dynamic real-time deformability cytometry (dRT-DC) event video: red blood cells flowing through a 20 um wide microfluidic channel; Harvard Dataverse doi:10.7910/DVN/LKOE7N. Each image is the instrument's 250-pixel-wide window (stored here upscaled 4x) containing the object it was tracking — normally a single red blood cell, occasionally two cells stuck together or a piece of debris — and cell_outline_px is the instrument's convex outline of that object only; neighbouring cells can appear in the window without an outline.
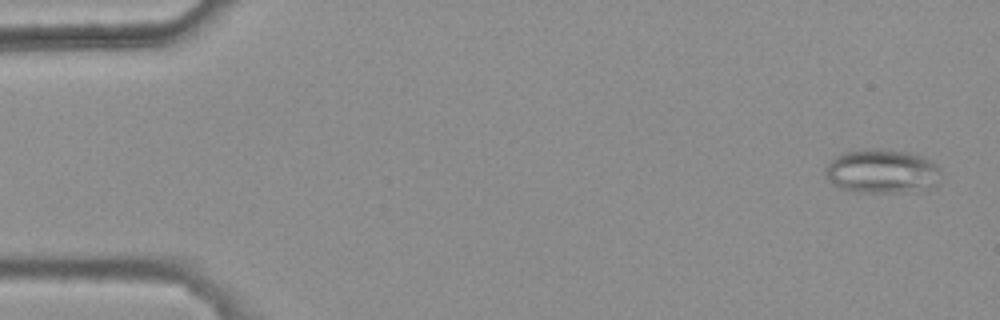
{"species": "common noctule bat (a hibernating species)", "species_latin": "Nyctalus noctula", "temperature_condition": "warm", "stored_images_in_passage": 48, "camera_frame_rate_fps": 3000, "um_per_image_px": 0.085, "animal": {"sex": "female", "body_mass_g": 25.1}, "frame": {"image": 1, "passage_image": 2, "time_ms": 0.333, "image_size_px": [1000, 320], "cell_outline_px": [[940, 172], [936, 184], [928, 192], [860, 192], [840, 188], [832, 184], [828, 180], [824, 172], [824, 168], [836, 156], [844, 152], [864, 148], [880, 148], [908, 152], [920, 156], [936, 164], [940, 168]], "centroid_in_image_um": [74.98, 14.57], "position_along_channel_um": 10.0, "area_um2": 30.17}}
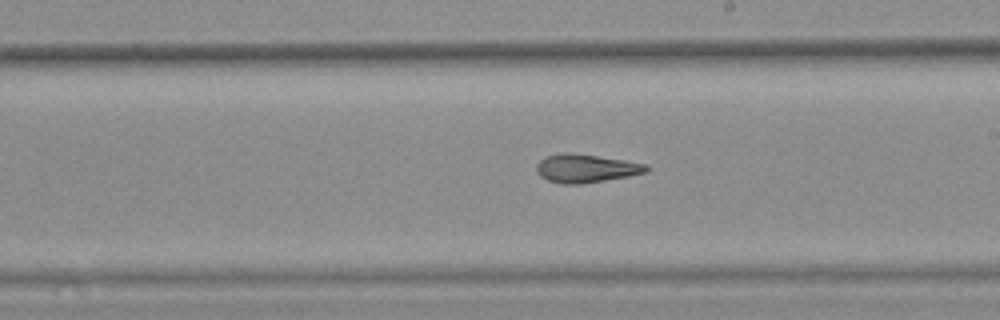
{"frame": {"image": 2, "passage_image": 31, "time_ms": 10.0, "image_size_px": [1000, 320], "cell_outline_px": [[652, 168], [648, 172], [628, 176], [580, 184], [560, 184], [548, 180], [540, 176], [536, 172], [536, 164], [540, 160], [548, 156], [560, 152], [568, 152], [624, 160], [644, 164]], "centroid_in_image_um": [49.78, 14.31], "position_along_channel_um": 239.2, "area_um2": 18.09}}
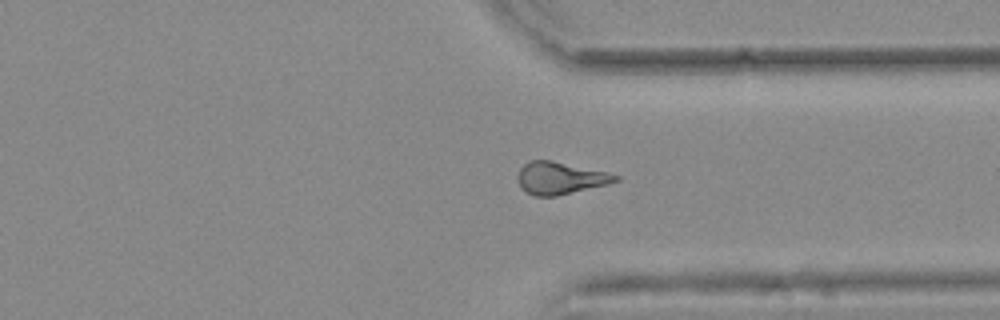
{"frame": {"image": 3, "passage_image": 41, "time_ms": 13.333, "image_size_px": [1000, 320], "cell_outline_px": [[620, 180], [556, 196], [532, 196], [520, 188], [516, 180], [516, 176], [520, 168], [528, 160], [552, 160], [604, 172], [620, 176]], "centroid_in_image_um": [47.5, 15.13], "position_along_channel_um": 363.9, "area_um2": 18.21}, "authors_computed_cell_mechanics": {"area_um2": 18.5249, "velocity_mm_per_s": 3.7332, "shape_relaxation_time_tau1_ms": null, "shape_relaxation_time_tau2_ms": 3.8441, "deformation_change_tau1": null, "deformation_change_tau2": 0.1202}}